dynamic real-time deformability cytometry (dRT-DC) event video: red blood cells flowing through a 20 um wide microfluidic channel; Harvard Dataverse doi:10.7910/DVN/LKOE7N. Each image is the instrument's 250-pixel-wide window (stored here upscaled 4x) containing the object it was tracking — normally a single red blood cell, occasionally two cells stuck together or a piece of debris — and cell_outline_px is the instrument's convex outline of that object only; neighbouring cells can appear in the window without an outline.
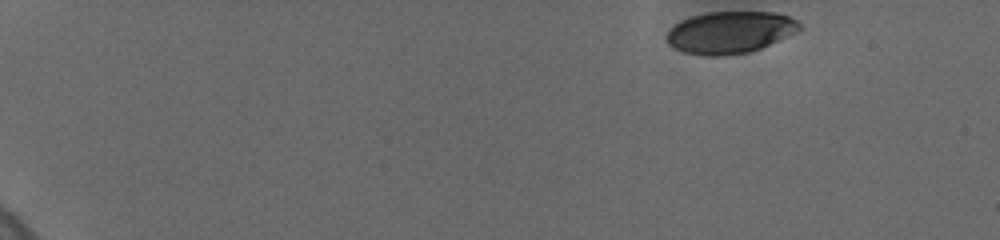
{"species": "human", "species_latin": "Homo sapiens", "temperature_condition": "cold", "stored_images_in_passage": 8, "camera_frame_rate_fps": 3000, "um_per_image_px": 0.085, "donor": {"sex": "female"}, "frame": {"image": 1, "passage_image": 1, "time_ms": 0.0, "image_size_px": [1000, 240], "cell_outline_px": [[800, 28], [796, 32], [788, 36], [760, 48], [748, 52], [720, 56], [708, 56], [684, 52], [668, 44], [664, 36], [680, 20], [692, 16], [708, 12], [776, 12], [788, 16], [796, 20], [800, 24]], "centroid_in_image_um": [62.03, 2.74], "position_along_channel_um": 23.0, "area_um2": 32.31}}
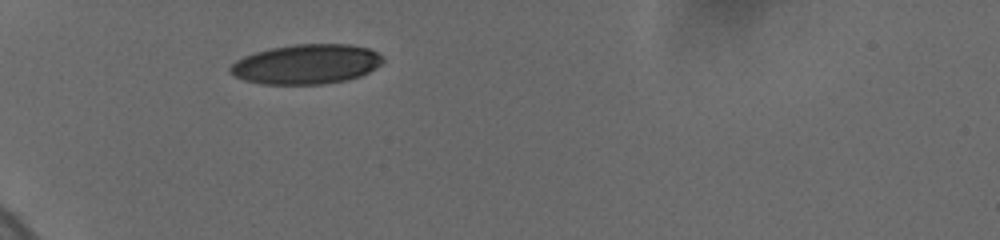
{"frame": {"image": 2, "passage_image": 6, "time_ms": 4.333, "image_size_px": [1000, 240], "cell_outline_px": [[384, 60], [376, 68], [360, 76], [344, 80], [320, 84], [264, 84], [244, 80], [236, 76], [228, 68], [236, 60], [244, 56], [256, 52], [272, 48], [296, 44], [348, 44], [368, 48], [384, 56]], "centroid_in_image_um": [26.06, 5.45], "position_along_channel_um": 58.9, "area_um2": 35.08}}
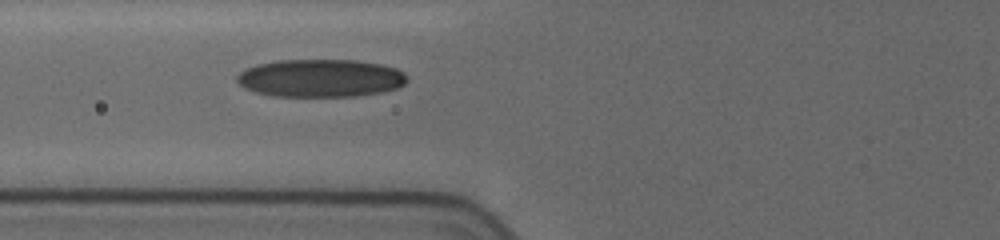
{"frame": {"image": 3, "passage_image": 8, "time_ms": 6.0, "image_size_px": [1000, 240], "cell_outline_px": [[408, 80], [404, 84], [396, 88], [380, 92], [352, 96], [272, 96], [256, 92], [244, 88], [236, 80], [236, 76], [240, 72], [256, 64], [280, 60], [356, 60], [380, 64], [396, 68], [404, 72]], "centroid_in_image_um": [27.23, 6.64], "position_along_channel_um": 98.6, "area_um2": 37.45}}